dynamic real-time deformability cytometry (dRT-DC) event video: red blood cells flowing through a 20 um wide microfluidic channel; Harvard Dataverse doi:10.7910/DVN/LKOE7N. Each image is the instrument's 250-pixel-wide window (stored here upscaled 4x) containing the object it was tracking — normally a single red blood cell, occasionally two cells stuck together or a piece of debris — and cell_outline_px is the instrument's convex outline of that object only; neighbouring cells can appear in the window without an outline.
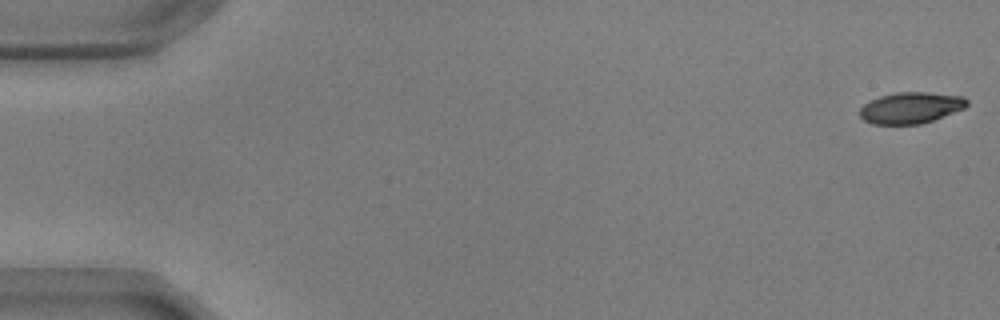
{"species": "common noctule bat (a hibernating species)", "species_latin": "Nyctalus noctula", "temperature_condition": "warm", "stored_images_in_passage": 57, "camera_frame_rate_fps": 3000, "um_per_image_px": 0.085, "animal": {"sex": "male", "body_mass_g": 17.9, "forearm_length_mm": 54.2}, "frame": {"image": 1, "passage_image": 1, "time_ms": 0.0, "image_size_px": [1000, 320], "cell_outline_px": [[968, 104], [964, 108], [932, 120], [920, 124], [872, 124], [864, 120], [860, 116], [860, 108], [864, 104], [880, 96], [896, 92], [924, 92], [964, 96], [968, 100]], "centroid_in_image_um": [77.41, 9.16], "position_along_channel_um": 7.6, "area_um2": 19.36}}
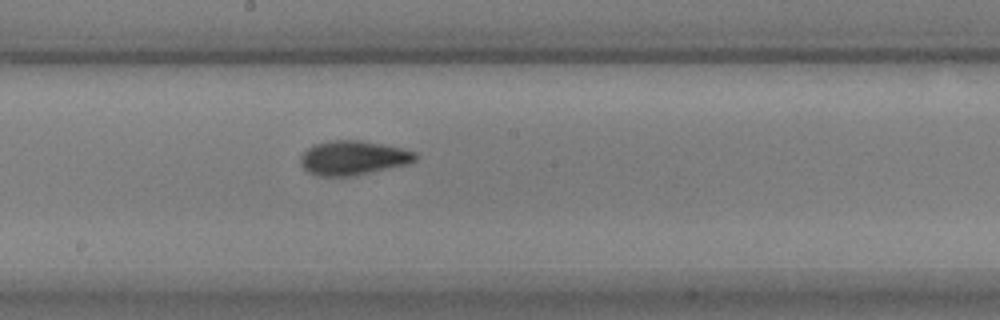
{"frame": {"image": 2, "passage_image": 31, "time_ms": 10.0, "image_size_px": [1000, 320], "cell_outline_px": [[420, 156], [416, 160], [408, 164], [356, 176], [320, 176], [308, 172], [300, 164], [300, 156], [312, 144], [328, 140], [360, 140], [400, 148], [416, 152]], "centroid_in_image_um": [30.01, 13.42], "position_along_channel_um": 218.2, "area_um2": 23.18}}
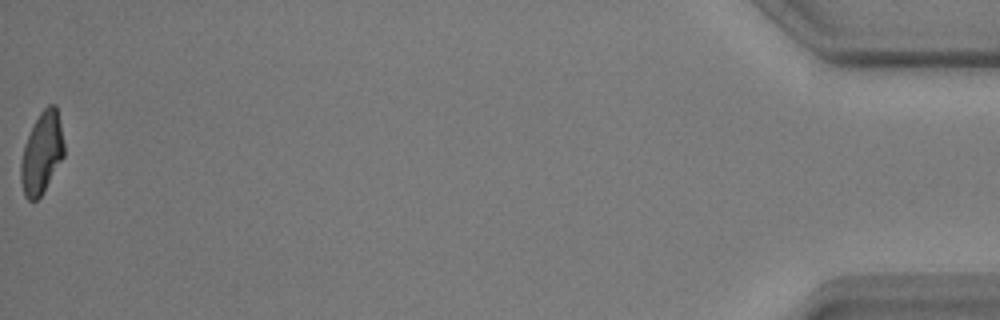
{"frame": {"image": 3, "passage_image": 57, "time_ms": 18.667, "image_size_px": [1000, 320], "cell_outline_px": [[64, 156], [40, 196], [36, 200], [28, 200], [24, 196], [20, 180], [20, 164], [24, 144], [40, 112], [48, 104], [56, 104], [64, 144]], "centroid_in_image_um": [3.54, 13.01], "position_along_channel_um": 431.7, "area_um2": 20.29}, "authors_computed_cell_mechanics": {"area_um2": 21.4438, "velocity_mm_per_s": 3.5625, "shape_relaxation_time_tau1_ms": 3.8995, "shape_relaxation_time_tau2_ms": 2.5387, "deformation_change_tau1": 0.1575, "deformation_change_tau2": 0.0871}}